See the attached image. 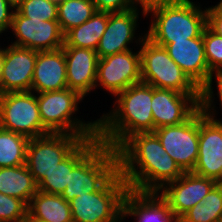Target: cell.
I'll return each instance as SVG.
<instances>
[{"label": "cell", "instance_id": "1", "mask_svg": "<svg viewBox=\"0 0 222 222\" xmlns=\"http://www.w3.org/2000/svg\"><path fill=\"white\" fill-rule=\"evenodd\" d=\"M117 153L121 177L133 191L159 192L184 173L154 132L130 136Z\"/></svg>", "mask_w": 222, "mask_h": 222}, {"label": "cell", "instance_id": "2", "mask_svg": "<svg viewBox=\"0 0 222 222\" xmlns=\"http://www.w3.org/2000/svg\"><path fill=\"white\" fill-rule=\"evenodd\" d=\"M153 86L131 85L115 97L112 108L98 119V139L117 150L130 136L154 131Z\"/></svg>", "mask_w": 222, "mask_h": 222}, {"label": "cell", "instance_id": "3", "mask_svg": "<svg viewBox=\"0 0 222 222\" xmlns=\"http://www.w3.org/2000/svg\"><path fill=\"white\" fill-rule=\"evenodd\" d=\"M202 6L194 0L155 2L146 6V16L152 18L145 30L146 37L162 47L200 37L207 26L206 7Z\"/></svg>", "mask_w": 222, "mask_h": 222}, {"label": "cell", "instance_id": "4", "mask_svg": "<svg viewBox=\"0 0 222 222\" xmlns=\"http://www.w3.org/2000/svg\"><path fill=\"white\" fill-rule=\"evenodd\" d=\"M36 99L42 124L50 133L81 135L86 139L98 137V119L85 121L77 115L79 104L85 99L77 91L66 88L36 93Z\"/></svg>", "mask_w": 222, "mask_h": 222}, {"label": "cell", "instance_id": "5", "mask_svg": "<svg viewBox=\"0 0 222 222\" xmlns=\"http://www.w3.org/2000/svg\"><path fill=\"white\" fill-rule=\"evenodd\" d=\"M129 190L119 170L97 191L70 201L73 222H123V201Z\"/></svg>", "mask_w": 222, "mask_h": 222}, {"label": "cell", "instance_id": "6", "mask_svg": "<svg viewBox=\"0 0 222 222\" xmlns=\"http://www.w3.org/2000/svg\"><path fill=\"white\" fill-rule=\"evenodd\" d=\"M117 150L99 142L70 172L62 193L67 201L97 192L118 171Z\"/></svg>", "mask_w": 222, "mask_h": 222}, {"label": "cell", "instance_id": "7", "mask_svg": "<svg viewBox=\"0 0 222 222\" xmlns=\"http://www.w3.org/2000/svg\"><path fill=\"white\" fill-rule=\"evenodd\" d=\"M141 81L156 88L183 94H200V89L169 57L167 50L147 37L139 46Z\"/></svg>", "mask_w": 222, "mask_h": 222}, {"label": "cell", "instance_id": "8", "mask_svg": "<svg viewBox=\"0 0 222 222\" xmlns=\"http://www.w3.org/2000/svg\"><path fill=\"white\" fill-rule=\"evenodd\" d=\"M0 127L29 139L50 134L42 124L36 93L32 91L0 94Z\"/></svg>", "mask_w": 222, "mask_h": 222}, {"label": "cell", "instance_id": "9", "mask_svg": "<svg viewBox=\"0 0 222 222\" xmlns=\"http://www.w3.org/2000/svg\"><path fill=\"white\" fill-rule=\"evenodd\" d=\"M86 138L81 135L50 133L28 142L26 166L38 185L57 164L65 160Z\"/></svg>", "mask_w": 222, "mask_h": 222}, {"label": "cell", "instance_id": "10", "mask_svg": "<svg viewBox=\"0 0 222 222\" xmlns=\"http://www.w3.org/2000/svg\"><path fill=\"white\" fill-rule=\"evenodd\" d=\"M98 59L95 89H104L114 98L130 87L141 83L139 47Z\"/></svg>", "mask_w": 222, "mask_h": 222}, {"label": "cell", "instance_id": "11", "mask_svg": "<svg viewBox=\"0 0 222 222\" xmlns=\"http://www.w3.org/2000/svg\"><path fill=\"white\" fill-rule=\"evenodd\" d=\"M164 150L183 172H192L198 159L199 109L185 122L153 131Z\"/></svg>", "mask_w": 222, "mask_h": 222}, {"label": "cell", "instance_id": "12", "mask_svg": "<svg viewBox=\"0 0 222 222\" xmlns=\"http://www.w3.org/2000/svg\"><path fill=\"white\" fill-rule=\"evenodd\" d=\"M139 7H141V9ZM139 16L147 17L145 6L138 5L124 12H108L107 27L96 49L98 58L129 51L133 49V43H136V45H134L136 47L141 45L142 41L146 38V32L144 31L141 34L136 33L139 32L136 31L139 30L137 29L140 24L138 22L139 18H142ZM130 46H132V48Z\"/></svg>", "mask_w": 222, "mask_h": 222}, {"label": "cell", "instance_id": "13", "mask_svg": "<svg viewBox=\"0 0 222 222\" xmlns=\"http://www.w3.org/2000/svg\"><path fill=\"white\" fill-rule=\"evenodd\" d=\"M10 30L16 40L11 45L36 51H54L64 45V34L57 20L42 21L22 16L14 11Z\"/></svg>", "mask_w": 222, "mask_h": 222}, {"label": "cell", "instance_id": "14", "mask_svg": "<svg viewBox=\"0 0 222 222\" xmlns=\"http://www.w3.org/2000/svg\"><path fill=\"white\" fill-rule=\"evenodd\" d=\"M216 185L215 180L184 172L178 179L167 183L158 194L168 203L171 212L180 219Z\"/></svg>", "mask_w": 222, "mask_h": 222}, {"label": "cell", "instance_id": "15", "mask_svg": "<svg viewBox=\"0 0 222 222\" xmlns=\"http://www.w3.org/2000/svg\"><path fill=\"white\" fill-rule=\"evenodd\" d=\"M199 100L200 94H183L153 87L151 109L154 130L185 122L199 109Z\"/></svg>", "mask_w": 222, "mask_h": 222}, {"label": "cell", "instance_id": "16", "mask_svg": "<svg viewBox=\"0 0 222 222\" xmlns=\"http://www.w3.org/2000/svg\"><path fill=\"white\" fill-rule=\"evenodd\" d=\"M198 159L193 173L216 180L222 167V126L199 109Z\"/></svg>", "mask_w": 222, "mask_h": 222}, {"label": "cell", "instance_id": "17", "mask_svg": "<svg viewBox=\"0 0 222 222\" xmlns=\"http://www.w3.org/2000/svg\"><path fill=\"white\" fill-rule=\"evenodd\" d=\"M38 51L14 45L4 46L0 94L31 91Z\"/></svg>", "mask_w": 222, "mask_h": 222}, {"label": "cell", "instance_id": "18", "mask_svg": "<svg viewBox=\"0 0 222 222\" xmlns=\"http://www.w3.org/2000/svg\"><path fill=\"white\" fill-rule=\"evenodd\" d=\"M66 61L68 88L83 98L95 90L98 55L95 50L79 47H62Z\"/></svg>", "mask_w": 222, "mask_h": 222}, {"label": "cell", "instance_id": "19", "mask_svg": "<svg viewBox=\"0 0 222 222\" xmlns=\"http://www.w3.org/2000/svg\"><path fill=\"white\" fill-rule=\"evenodd\" d=\"M169 57L199 88L206 83L211 71L205 57L203 34L187 41H175L164 47Z\"/></svg>", "mask_w": 222, "mask_h": 222}, {"label": "cell", "instance_id": "20", "mask_svg": "<svg viewBox=\"0 0 222 222\" xmlns=\"http://www.w3.org/2000/svg\"><path fill=\"white\" fill-rule=\"evenodd\" d=\"M133 217V222H179L168 203L158 192L128 190L123 201V222Z\"/></svg>", "mask_w": 222, "mask_h": 222}, {"label": "cell", "instance_id": "21", "mask_svg": "<svg viewBox=\"0 0 222 222\" xmlns=\"http://www.w3.org/2000/svg\"><path fill=\"white\" fill-rule=\"evenodd\" d=\"M66 88L68 84L63 48L54 51H38L31 91L43 93Z\"/></svg>", "mask_w": 222, "mask_h": 222}, {"label": "cell", "instance_id": "22", "mask_svg": "<svg viewBox=\"0 0 222 222\" xmlns=\"http://www.w3.org/2000/svg\"><path fill=\"white\" fill-rule=\"evenodd\" d=\"M27 222H73L70 203L61 195L37 190L27 207Z\"/></svg>", "mask_w": 222, "mask_h": 222}, {"label": "cell", "instance_id": "23", "mask_svg": "<svg viewBox=\"0 0 222 222\" xmlns=\"http://www.w3.org/2000/svg\"><path fill=\"white\" fill-rule=\"evenodd\" d=\"M98 137L85 139L65 160L44 177L37 185L38 190L62 195L69 183L70 172L73 168L99 143Z\"/></svg>", "mask_w": 222, "mask_h": 222}, {"label": "cell", "instance_id": "24", "mask_svg": "<svg viewBox=\"0 0 222 222\" xmlns=\"http://www.w3.org/2000/svg\"><path fill=\"white\" fill-rule=\"evenodd\" d=\"M107 22L108 12L96 11L90 19L64 34L63 47L88 48L96 51Z\"/></svg>", "mask_w": 222, "mask_h": 222}, {"label": "cell", "instance_id": "25", "mask_svg": "<svg viewBox=\"0 0 222 222\" xmlns=\"http://www.w3.org/2000/svg\"><path fill=\"white\" fill-rule=\"evenodd\" d=\"M37 190V184L26 164L0 168V192L2 194L20 198L28 205Z\"/></svg>", "mask_w": 222, "mask_h": 222}, {"label": "cell", "instance_id": "26", "mask_svg": "<svg viewBox=\"0 0 222 222\" xmlns=\"http://www.w3.org/2000/svg\"><path fill=\"white\" fill-rule=\"evenodd\" d=\"M97 11L92 0H60L58 2V22L65 34L70 29L80 26Z\"/></svg>", "mask_w": 222, "mask_h": 222}, {"label": "cell", "instance_id": "27", "mask_svg": "<svg viewBox=\"0 0 222 222\" xmlns=\"http://www.w3.org/2000/svg\"><path fill=\"white\" fill-rule=\"evenodd\" d=\"M29 138L0 127V168L26 164Z\"/></svg>", "mask_w": 222, "mask_h": 222}, {"label": "cell", "instance_id": "28", "mask_svg": "<svg viewBox=\"0 0 222 222\" xmlns=\"http://www.w3.org/2000/svg\"><path fill=\"white\" fill-rule=\"evenodd\" d=\"M214 83H215V85H214ZM212 85L217 87L216 88L217 92H215L216 90H215L214 86H212ZM215 94L219 98V100H216L218 98L215 97ZM217 101L220 102L219 108H221V112H222V69L212 71L210 73L206 83L201 87L199 109L207 116H210L213 118L217 117V115H218L217 114L218 107H216V104L218 103Z\"/></svg>", "mask_w": 222, "mask_h": 222}, {"label": "cell", "instance_id": "29", "mask_svg": "<svg viewBox=\"0 0 222 222\" xmlns=\"http://www.w3.org/2000/svg\"><path fill=\"white\" fill-rule=\"evenodd\" d=\"M16 10L31 19L58 20V3L50 0H24Z\"/></svg>", "mask_w": 222, "mask_h": 222}, {"label": "cell", "instance_id": "30", "mask_svg": "<svg viewBox=\"0 0 222 222\" xmlns=\"http://www.w3.org/2000/svg\"><path fill=\"white\" fill-rule=\"evenodd\" d=\"M28 205L0 192V222H27Z\"/></svg>", "mask_w": 222, "mask_h": 222}, {"label": "cell", "instance_id": "31", "mask_svg": "<svg viewBox=\"0 0 222 222\" xmlns=\"http://www.w3.org/2000/svg\"><path fill=\"white\" fill-rule=\"evenodd\" d=\"M203 40L209 70L212 72L222 69V37L206 26L203 31Z\"/></svg>", "mask_w": 222, "mask_h": 222}, {"label": "cell", "instance_id": "32", "mask_svg": "<svg viewBox=\"0 0 222 222\" xmlns=\"http://www.w3.org/2000/svg\"><path fill=\"white\" fill-rule=\"evenodd\" d=\"M202 205L206 207L207 220L218 222L222 215V187L215 185L204 198Z\"/></svg>", "mask_w": 222, "mask_h": 222}, {"label": "cell", "instance_id": "33", "mask_svg": "<svg viewBox=\"0 0 222 222\" xmlns=\"http://www.w3.org/2000/svg\"><path fill=\"white\" fill-rule=\"evenodd\" d=\"M97 11L102 12H124L137 7L136 0H92Z\"/></svg>", "mask_w": 222, "mask_h": 222}, {"label": "cell", "instance_id": "34", "mask_svg": "<svg viewBox=\"0 0 222 222\" xmlns=\"http://www.w3.org/2000/svg\"><path fill=\"white\" fill-rule=\"evenodd\" d=\"M216 3V5L206 7L207 26L222 37V5Z\"/></svg>", "mask_w": 222, "mask_h": 222}, {"label": "cell", "instance_id": "35", "mask_svg": "<svg viewBox=\"0 0 222 222\" xmlns=\"http://www.w3.org/2000/svg\"><path fill=\"white\" fill-rule=\"evenodd\" d=\"M14 11L6 0H0V36L10 32Z\"/></svg>", "mask_w": 222, "mask_h": 222}, {"label": "cell", "instance_id": "36", "mask_svg": "<svg viewBox=\"0 0 222 222\" xmlns=\"http://www.w3.org/2000/svg\"><path fill=\"white\" fill-rule=\"evenodd\" d=\"M179 222H210V220H207L206 207L202 205V202H199L187 211L179 219Z\"/></svg>", "mask_w": 222, "mask_h": 222}, {"label": "cell", "instance_id": "37", "mask_svg": "<svg viewBox=\"0 0 222 222\" xmlns=\"http://www.w3.org/2000/svg\"><path fill=\"white\" fill-rule=\"evenodd\" d=\"M6 1L15 10L24 2V0H6Z\"/></svg>", "mask_w": 222, "mask_h": 222}, {"label": "cell", "instance_id": "38", "mask_svg": "<svg viewBox=\"0 0 222 222\" xmlns=\"http://www.w3.org/2000/svg\"><path fill=\"white\" fill-rule=\"evenodd\" d=\"M165 1H175V0H140V5L146 7L155 2H165Z\"/></svg>", "mask_w": 222, "mask_h": 222}, {"label": "cell", "instance_id": "39", "mask_svg": "<svg viewBox=\"0 0 222 222\" xmlns=\"http://www.w3.org/2000/svg\"><path fill=\"white\" fill-rule=\"evenodd\" d=\"M4 62V46H0V79L2 75V67Z\"/></svg>", "mask_w": 222, "mask_h": 222}, {"label": "cell", "instance_id": "40", "mask_svg": "<svg viewBox=\"0 0 222 222\" xmlns=\"http://www.w3.org/2000/svg\"><path fill=\"white\" fill-rule=\"evenodd\" d=\"M215 183L217 186L222 187V167H221L220 173L218 175V178L215 180Z\"/></svg>", "mask_w": 222, "mask_h": 222}, {"label": "cell", "instance_id": "41", "mask_svg": "<svg viewBox=\"0 0 222 222\" xmlns=\"http://www.w3.org/2000/svg\"><path fill=\"white\" fill-rule=\"evenodd\" d=\"M222 114V113H221ZM219 123H220V125L222 126V118L220 119V118H217V117H214Z\"/></svg>", "mask_w": 222, "mask_h": 222}, {"label": "cell", "instance_id": "42", "mask_svg": "<svg viewBox=\"0 0 222 222\" xmlns=\"http://www.w3.org/2000/svg\"><path fill=\"white\" fill-rule=\"evenodd\" d=\"M218 222H222V215L220 216Z\"/></svg>", "mask_w": 222, "mask_h": 222}, {"label": "cell", "instance_id": "43", "mask_svg": "<svg viewBox=\"0 0 222 222\" xmlns=\"http://www.w3.org/2000/svg\"><path fill=\"white\" fill-rule=\"evenodd\" d=\"M50 1H53V2H56V3H58L60 0H50Z\"/></svg>", "mask_w": 222, "mask_h": 222}]
</instances>
